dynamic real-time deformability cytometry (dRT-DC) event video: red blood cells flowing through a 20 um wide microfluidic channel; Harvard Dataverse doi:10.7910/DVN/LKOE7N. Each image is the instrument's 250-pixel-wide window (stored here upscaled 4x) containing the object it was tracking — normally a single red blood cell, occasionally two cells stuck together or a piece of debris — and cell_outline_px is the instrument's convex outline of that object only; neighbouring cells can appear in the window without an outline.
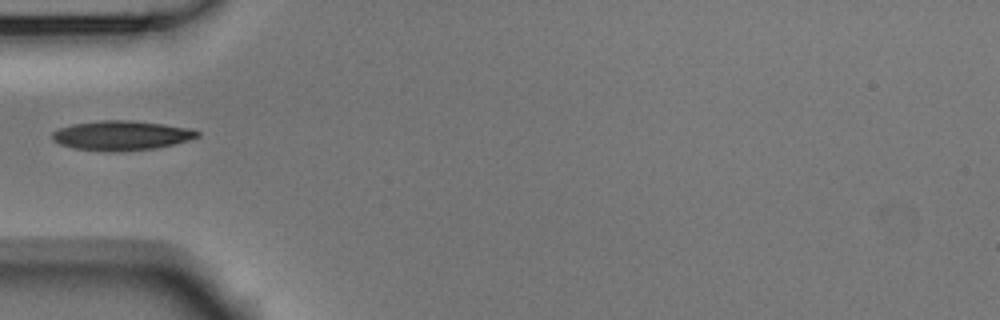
{"species": "Egyptian fruit bat (a non-hibernating species)", "species_latin": "Rousettus aegyptiacus", "temperature_condition": "room temperature", "stored_images_in_passage": 31, "camera_frame_rate_fps": 3000, "um_per_image_px": 0.085, "animal": {"sex": "male"}, "frame": {"image": 1, "passage_image": 1, "time_ms": 0.0, "image_size_px": [1000, 320], "cell_outline_px": [[200, 136], [188, 140], [172, 144], [152, 148], [120, 152], [112, 152], [72, 148], [60, 144], [52, 140], [52, 132], [60, 128], [72, 124], [100, 120], [132, 120], [164, 124], [188, 128], [200, 132]], "centroid_in_image_um": [10.29, 11.51], "position_along_channel_um": 74.7, "area_um2": 24.97}}
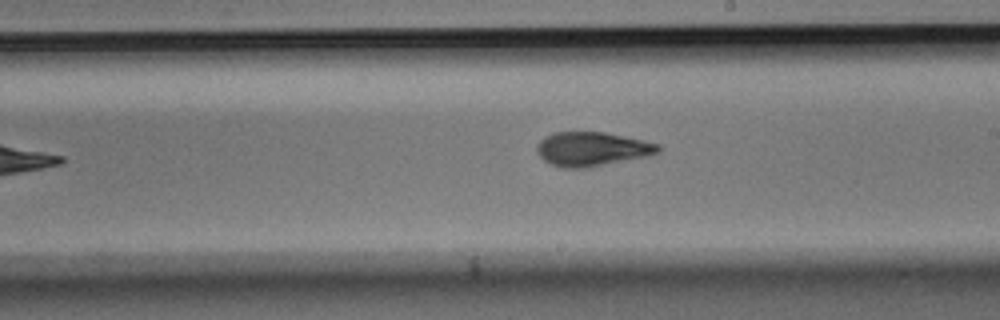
{"frame": {"image": 2, "passage_image": 14, "time_ms": 4.333, "image_size_px": [1000, 320], "cell_outline_px": [[660, 152], [644, 156], [584, 168], [564, 168], [552, 164], [544, 160], [540, 156], [536, 148], [540, 140], [544, 136], [556, 132], [604, 132], [660, 144]], "centroid_in_image_um": [50.28, 12.65], "position_along_channel_um": 238.7, "area_um2": 23.64}}
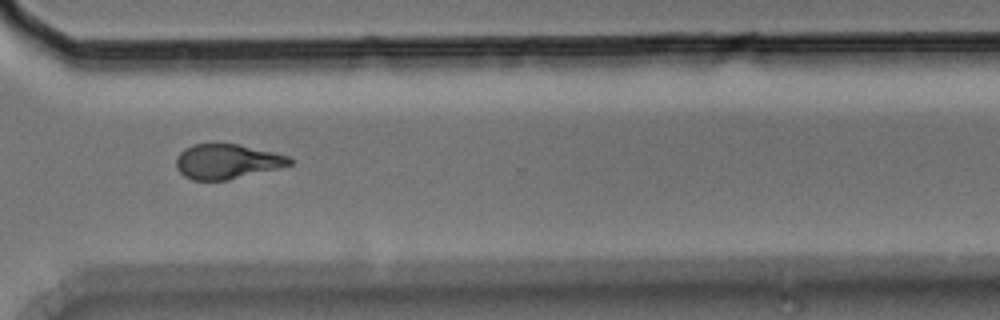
{"frame": {"image": 3, "passage_image": 23, "time_ms": 7.333, "image_size_px": [1000, 320], "cell_outline_px": [[296, 160], [292, 164], [228, 180], [192, 180], [184, 176], [176, 168], [176, 156], [184, 148], [192, 144], [240, 144], [292, 156]], "centroid_in_image_um": [19.31, 13.71], "position_along_channel_um": 351.3, "area_um2": 23.18}}